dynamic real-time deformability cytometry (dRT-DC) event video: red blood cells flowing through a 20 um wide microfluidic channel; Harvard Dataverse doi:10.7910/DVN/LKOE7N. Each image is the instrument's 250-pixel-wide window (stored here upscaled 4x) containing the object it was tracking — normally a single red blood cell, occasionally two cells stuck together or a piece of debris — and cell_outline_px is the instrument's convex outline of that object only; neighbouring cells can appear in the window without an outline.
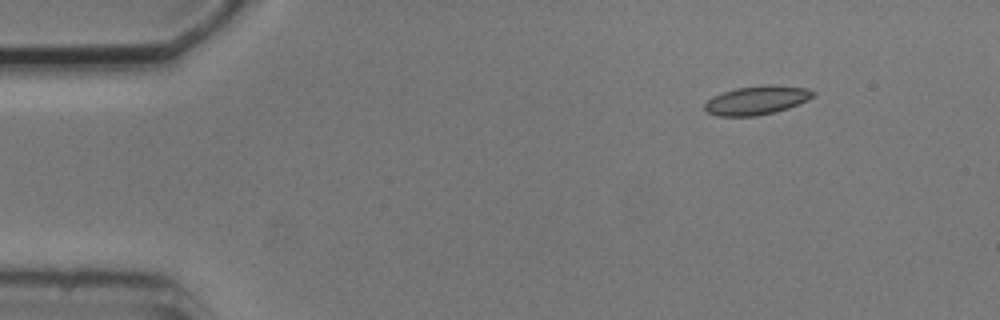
{"species": "common noctule bat (a hibernating species)", "species_latin": "Nyctalus noctula", "temperature_condition": "cold", "stored_images_in_passage": 8, "camera_frame_rate_fps": 3000, "um_per_image_px": 0.085, "animal": {"sex": "male", "body_mass_g": 20.5, "forearm_length_mm": 52.5}, "frame": {"image": 1, "passage_image": 1, "time_ms": 0.0, "image_size_px": [1000, 320], "cell_outline_px": [[816, 92], [808, 100], [788, 108], [756, 116], [716, 116], [708, 112], [704, 108], [704, 104], [712, 96], [736, 88], [764, 84], [772, 84], [808, 88]], "centroid_in_image_um": [64.32, 8.51], "position_along_channel_um": 20.7, "area_um2": 18.21}}
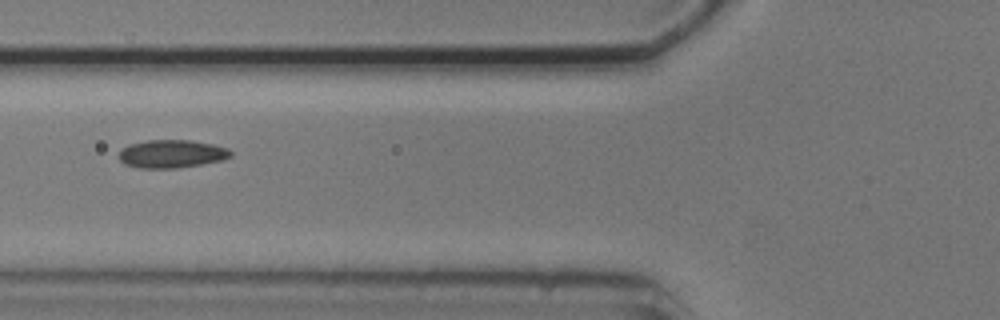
{"frame": {"image": 2, "passage_image": 5, "time_ms": 4.667, "image_size_px": [1000, 320], "cell_outline_px": [[232, 156], [224, 160], [176, 168], [140, 168], [124, 164], [120, 160], [120, 152], [128, 144], [148, 140], [188, 140], [212, 144], [228, 148], [232, 152]], "centroid_in_image_um": [14.61, 13.08], "position_along_channel_um": 111.2, "area_um2": 18.21}}
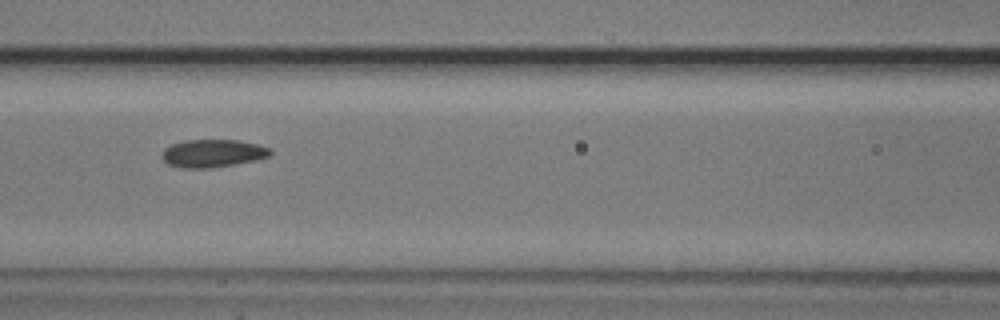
{"frame": {"image": 3, "passage_image": 6, "time_ms": 5.667, "image_size_px": [1000, 320], "cell_outline_px": [[272, 152], [268, 156], [256, 160], [212, 168], [180, 168], [168, 164], [164, 160], [164, 148], [172, 144], [184, 140], [240, 140], [272, 148]], "centroid_in_image_um": [18.11, 13.03], "position_along_channel_um": 148.5, "area_um2": 17.51}}